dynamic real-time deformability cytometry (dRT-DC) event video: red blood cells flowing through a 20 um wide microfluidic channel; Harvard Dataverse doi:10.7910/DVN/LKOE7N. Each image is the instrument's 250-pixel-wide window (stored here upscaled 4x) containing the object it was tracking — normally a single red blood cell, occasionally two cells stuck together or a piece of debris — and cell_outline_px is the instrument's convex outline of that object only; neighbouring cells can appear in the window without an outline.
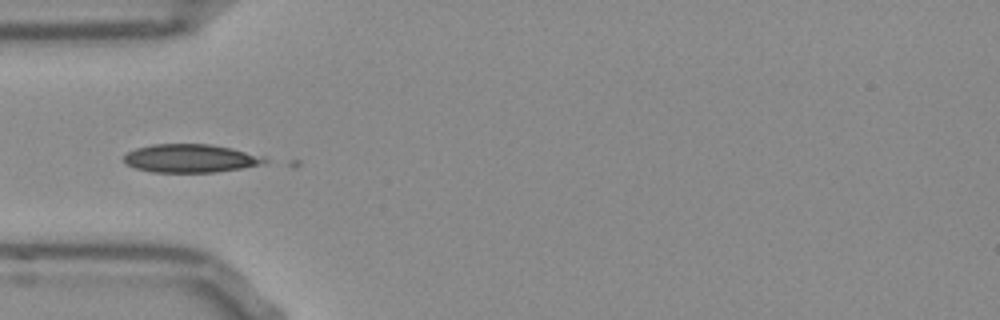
{"species": "Egyptian fruit bat (a non-hibernating species)", "species_latin": "Rousettus aegyptiacus", "temperature_condition": "room temperature", "stored_images_in_passage": 37, "camera_frame_rate_fps": 3000, "um_per_image_px": 0.085, "frame": {"image": 1, "passage_image": 1, "time_ms": 0.0, "image_size_px": [1000, 320], "cell_outline_px": [[272, 160], [268, 164], [216, 172], [152, 172], [136, 168], [124, 164], [124, 156], [128, 152], [136, 148], [152, 144], [208, 144], [232, 148], [264, 156]], "centroid_in_image_um": [16.26, 13.46], "position_along_channel_um": 68.7, "area_um2": 23.52}}
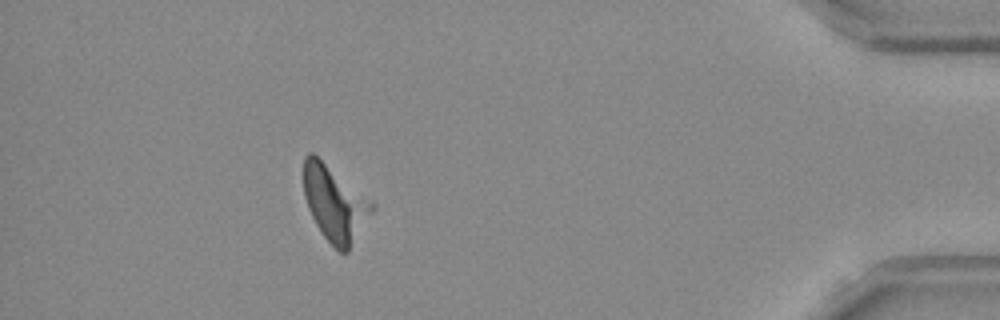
{"frame": {"image": 2, "passage_image": 32, "time_ms": 10.333, "image_size_px": [1000, 320], "cell_outline_px": [[356, 208], [348, 252], [340, 252], [324, 236], [316, 224], [308, 208], [304, 196], [304, 156], [308, 152], [312, 152], [324, 164]], "centroid_in_image_um": [27.89, 17.29], "position_along_channel_um": 407.3, "area_um2": 22.14}}